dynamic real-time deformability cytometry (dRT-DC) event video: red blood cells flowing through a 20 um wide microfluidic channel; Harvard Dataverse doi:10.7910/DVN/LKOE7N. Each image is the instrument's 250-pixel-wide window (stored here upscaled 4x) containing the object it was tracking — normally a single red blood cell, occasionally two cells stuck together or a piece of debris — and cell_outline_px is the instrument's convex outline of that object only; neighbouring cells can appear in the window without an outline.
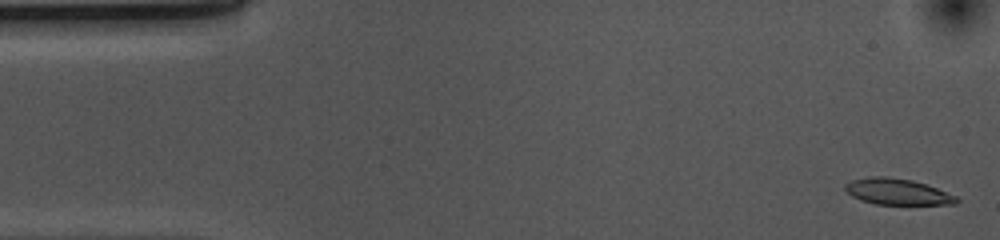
{"species": "common noctule bat (a hibernating species)", "species_latin": "Nyctalus noctula", "temperature_condition": "cold", "stored_images_in_passage": 53, "camera_frame_rate_fps": 3000, "um_per_image_px": 0.085, "animal": {"sex": "female", "body_mass_g": 10.0, "forearm_length_mm": 53.1}, "frame": {"image": 1, "passage_image": 2, "time_ms": 0.333, "image_size_px": [1000, 240], "cell_outline_px": [[960, 200], [956, 204], [876, 204], [860, 200], [852, 196], [844, 188], [844, 184], [852, 180], [872, 176], [888, 176], [912, 180], [936, 188], [956, 196]], "centroid_in_image_um": [76.25, 16.29], "position_along_channel_um": 8.7, "area_um2": 16.82}}
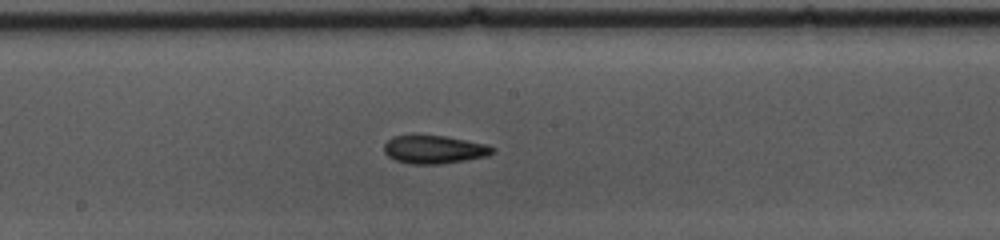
{"frame": {"image": 2, "passage_image": 27, "time_ms": 8.667, "image_size_px": [1000, 240], "cell_outline_px": [[496, 152], [488, 156], [440, 164], [412, 164], [396, 160], [388, 156], [384, 152], [384, 144], [392, 136], [448, 136], [488, 144], [496, 148]], "centroid_in_image_um": [36.97, 12.71], "position_along_channel_um": 211.2, "area_um2": 17.86}}
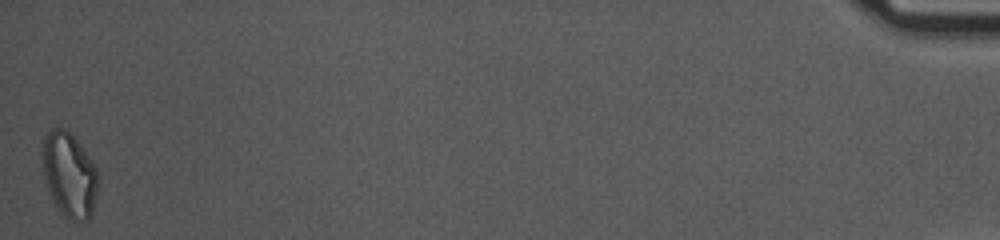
{"frame": {"image": 3, "passage_image": 53, "time_ms": 17.333, "image_size_px": [1000, 240], "cell_outline_px": [[100, 180], [92, 212], [88, 220], [68, 220], [64, 216], [56, 204], [44, 180], [44, 136], [52, 128], [64, 128], [76, 140], [88, 156], [96, 168]], "centroid_in_image_um": [5.93, 14.88], "position_along_channel_um": 429.3, "area_um2": 26.88}, "authors_computed_cell_mechanics": {"area_um2": 18.0336, "velocity_mm_per_s": 3.6994, "shape_relaxation_time_tau1_ms": 4.6607, "shape_relaxation_time_tau2_ms": 3.2864, "deformation_change_tau1": 0.1247, "deformation_change_tau2": 0.1077}}